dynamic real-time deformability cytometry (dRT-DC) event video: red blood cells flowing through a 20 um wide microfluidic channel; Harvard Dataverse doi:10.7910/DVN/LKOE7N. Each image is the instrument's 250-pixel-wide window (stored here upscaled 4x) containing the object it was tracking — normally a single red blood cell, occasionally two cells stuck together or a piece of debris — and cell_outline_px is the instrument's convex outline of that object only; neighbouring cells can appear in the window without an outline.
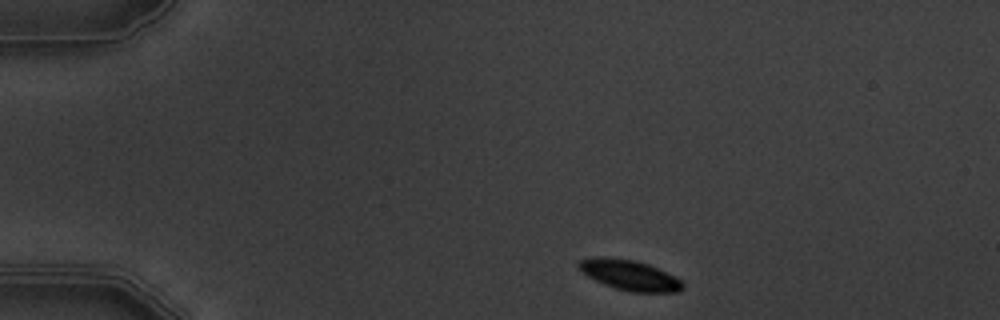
{"species": "common noctule bat (a hibernating species)", "species_latin": "Nyctalus noctula", "temperature_condition": "warm", "stored_images_in_passage": 2, "camera_frame_rate_fps": 3000, "um_per_image_px": 0.085, "animal": {"sex": "male", "body_mass_g": 19.5, "forearm_length_mm": 54.6}, "frame": {"image": 1, "passage_image": 1, "time_ms": 0.0, "image_size_px": [1000, 320], "cell_outline_px": [[684, 288], [680, 292], [632, 292], [616, 288], [604, 284], [580, 272], [576, 268], [576, 264], [580, 260], [596, 256], [600, 256], [636, 260], [648, 264], [668, 272], [676, 276], [684, 284]], "centroid_in_image_um": [53.51, 23.37], "position_along_channel_um": 31.5, "area_um2": 18.61}}